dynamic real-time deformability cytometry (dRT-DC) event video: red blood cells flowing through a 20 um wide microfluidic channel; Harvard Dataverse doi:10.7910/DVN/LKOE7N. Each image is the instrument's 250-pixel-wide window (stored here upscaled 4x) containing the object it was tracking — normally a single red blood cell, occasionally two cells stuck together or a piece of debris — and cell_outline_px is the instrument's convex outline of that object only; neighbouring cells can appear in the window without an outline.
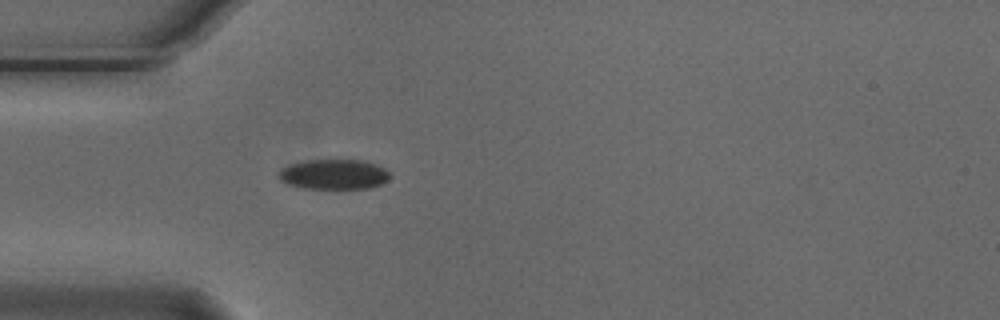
{"species": "Egyptian fruit bat (a non-hibernating species)", "species_latin": "Rousettus aegyptiacus", "temperature_condition": "cold", "stored_images_in_passage": 5, "camera_frame_rate_fps": 3000, "um_per_image_px": 0.085, "animal": {"sex": "male"}, "frame": {"image": 1, "passage_image": 5, "time_ms": 1.333, "image_size_px": [1000, 320], "cell_outline_px": [[392, 176], [388, 180], [380, 184], [368, 188], [304, 188], [288, 184], [280, 180], [276, 176], [288, 164], [308, 160], [364, 160], [384, 168]], "centroid_in_image_um": [28.38, 14.81], "position_along_channel_um": 56.6, "area_um2": 19.36}}